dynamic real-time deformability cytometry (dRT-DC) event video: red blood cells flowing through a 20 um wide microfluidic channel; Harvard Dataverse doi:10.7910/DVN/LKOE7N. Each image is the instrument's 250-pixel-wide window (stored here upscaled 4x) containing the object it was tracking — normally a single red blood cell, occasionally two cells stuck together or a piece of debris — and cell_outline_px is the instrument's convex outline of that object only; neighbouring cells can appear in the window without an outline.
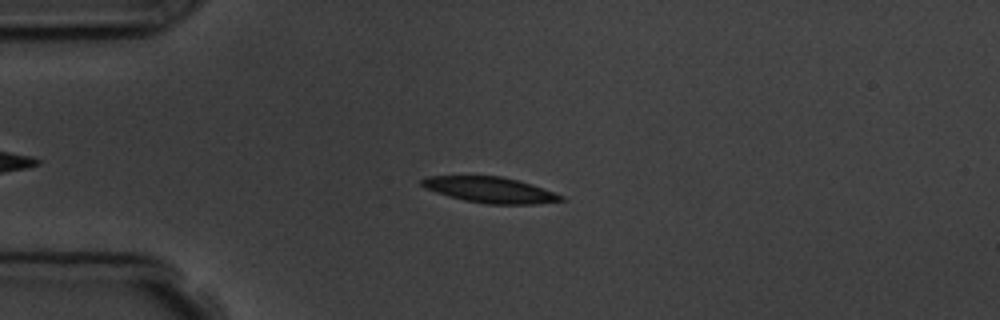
{"species": "common noctule bat (a hibernating species)", "species_latin": "Nyctalus noctula", "temperature_condition": "room temperature", "stored_images_in_passage": 5, "camera_frame_rate_fps": 3000, "um_per_image_px": 0.085, "animal": {"sex": "male", "body_mass_g": 19.5, "forearm_length_mm": 54.6}, "frame": {"image": 1, "passage_image": 4, "time_ms": 3.333, "image_size_px": [1000, 320], "cell_outline_px": [[568, 200], [532, 204], [488, 204], [464, 200], [448, 196], [424, 188], [420, 184], [420, 180], [428, 176], [500, 176], [532, 184], [564, 196]], "centroid_in_image_um": [41.66, 16.14], "position_along_channel_um": 43.3, "area_um2": 20.87}}